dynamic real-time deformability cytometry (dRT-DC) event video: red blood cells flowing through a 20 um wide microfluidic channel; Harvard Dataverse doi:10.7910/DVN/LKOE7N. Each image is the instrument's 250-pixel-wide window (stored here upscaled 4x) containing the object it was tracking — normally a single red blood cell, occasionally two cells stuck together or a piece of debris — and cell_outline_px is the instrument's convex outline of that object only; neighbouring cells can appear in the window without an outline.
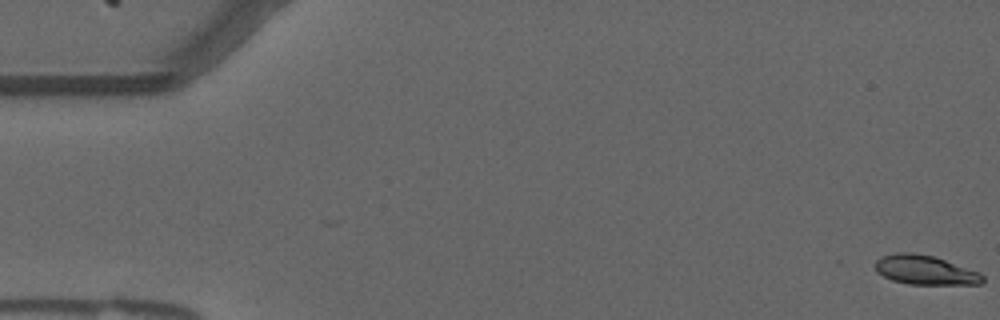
{"species": "common noctule bat (a hibernating species)", "species_latin": "Nyctalus noctula", "temperature_condition": "warm", "stored_images_in_passage": 56, "camera_frame_rate_fps": 3000, "um_per_image_px": 0.085, "animal": {"sex": "male", "forearm_length_mm": 52.5}, "frame": {"image": 1, "passage_image": 1, "time_ms": 0.0, "image_size_px": [1000, 320], "cell_outline_px": [[984, 280], [980, 284], [908, 284], [892, 280], [876, 272], [876, 260], [880, 256], [896, 252], [912, 252], [936, 256], [980, 272], [984, 276]], "centroid_in_image_um": [78.64, 22.93], "position_along_channel_um": 6.4, "area_um2": 18.55}}
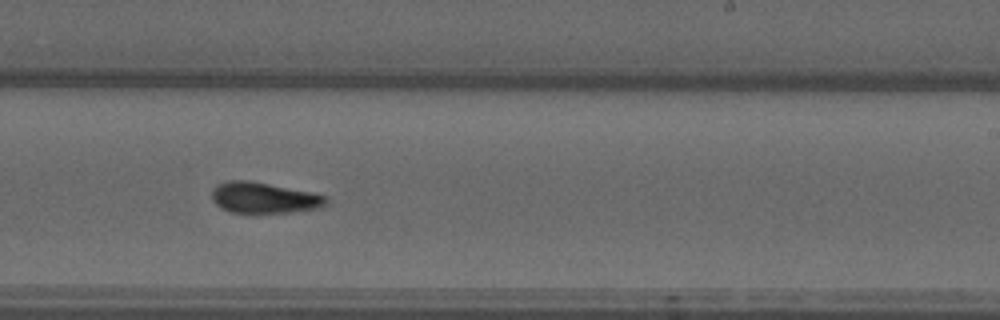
{"frame": {"image": 2, "passage_image": 34, "time_ms": 11.0, "image_size_px": [1000, 320], "cell_outline_px": [[328, 200], [320, 208], [292, 212], [228, 212], [220, 208], [212, 200], [212, 188], [216, 184], [228, 180], [248, 180], [328, 196]], "centroid_in_image_um": [22.38, 16.81], "position_along_channel_um": 266.6, "area_um2": 20.4}}
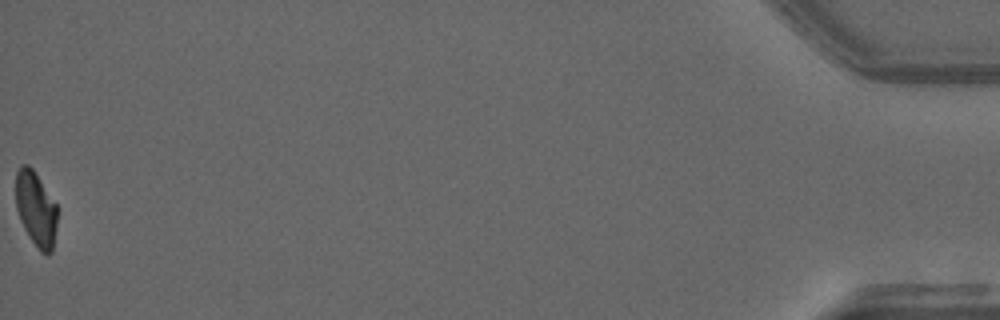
{"frame": {"image": 3, "passage_image": 56, "time_ms": 18.333, "image_size_px": [1000, 320], "cell_outline_px": [[56, 228], [52, 252], [48, 256], [40, 252], [24, 228], [20, 220], [16, 208], [16, 172], [20, 164], [28, 164], [32, 168], [56, 204]], "centroid_in_image_um": [3.04, 17.76], "position_along_channel_um": 432.2, "area_um2": 17.98}, "authors_computed_cell_mechanics": {"area_um2": 19.5653, "velocity_mm_per_s": 3.7084, "shape_relaxation_time_tau1_ms": 9.3321, "shape_relaxation_time_tau2_ms": 2.9728, "deformation_change_tau1": 0.2634, "deformation_change_tau2": 0.079}}